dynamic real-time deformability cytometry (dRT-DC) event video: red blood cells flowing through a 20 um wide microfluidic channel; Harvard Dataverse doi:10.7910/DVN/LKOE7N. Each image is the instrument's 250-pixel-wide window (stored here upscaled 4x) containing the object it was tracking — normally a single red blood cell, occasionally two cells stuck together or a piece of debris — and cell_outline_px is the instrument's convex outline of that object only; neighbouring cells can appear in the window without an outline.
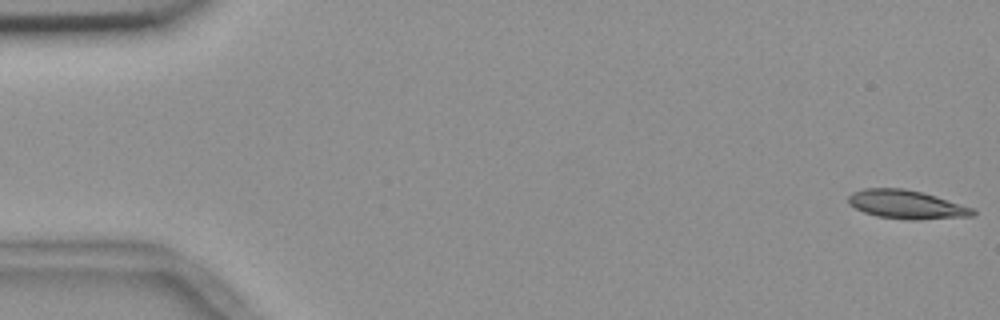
{"species": "common noctule bat (a hibernating species)", "species_latin": "Nyctalus noctula", "temperature_condition": "room temperature", "stored_images_in_passage": 55, "camera_frame_rate_fps": 3000, "um_per_image_px": 0.085, "animal": {"sex": "female", "body_mass_g": 18.4}, "frame": {"image": 1, "passage_image": 1, "time_ms": 0.0, "image_size_px": [1000, 320], "cell_outline_px": [[976, 212], [972, 216], [920, 220], [908, 220], [876, 216], [864, 212], [848, 204], [848, 196], [852, 192], [864, 188], [904, 188], [936, 196], [972, 208]], "centroid_in_image_um": [77.01, 17.39], "position_along_channel_um": 8.0, "area_um2": 20.75}}
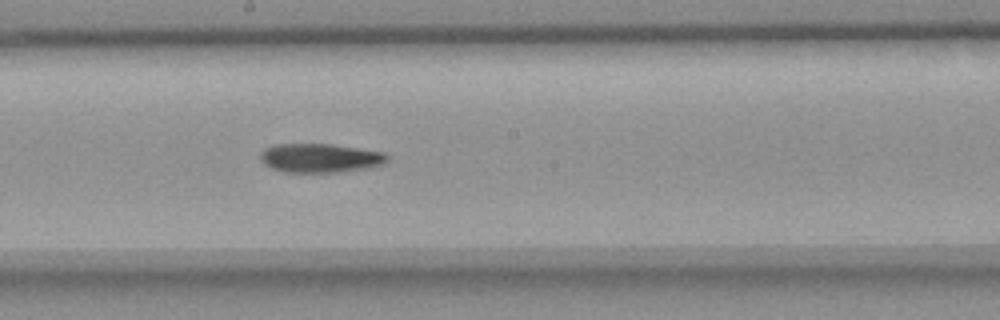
{"frame": {"image": 2, "passage_image": 30, "time_ms": 9.667, "image_size_px": [1000, 320], "cell_outline_px": [[388, 164], [368, 168], [340, 172], [284, 172], [272, 168], [264, 164], [260, 160], [260, 152], [264, 148], [276, 144], [328, 144], [384, 152], [388, 156]], "centroid_in_image_um": [27.22, 13.44], "position_along_channel_um": 221.0, "area_um2": 21.56}}
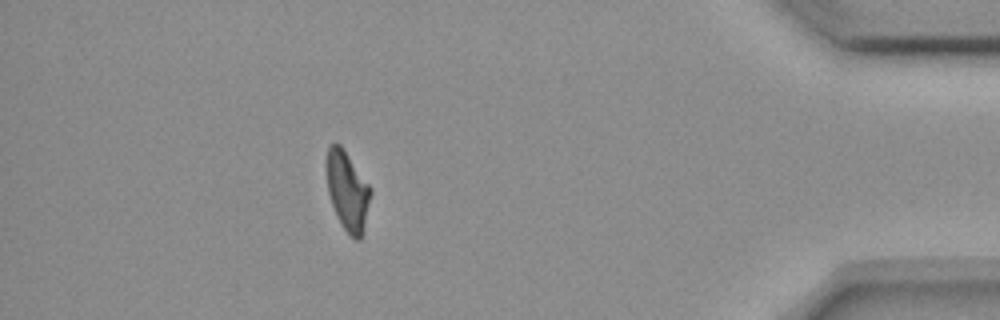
{"frame": {"image": 3, "passage_image": 49, "time_ms": 16.0, "image_size_px": [1000, 320], "cell_outline_px": [[372, 192], [364, 232], [360, 240], [356, 240], [344, 228], [336, 216], [328, 192], [328, 148], [332, 144], [340, 144], [372, 188]], "centroid_in_image_um": [29.59, 16.28], "position_along_channel_um": 405.6, "area_um2": 20.0}}